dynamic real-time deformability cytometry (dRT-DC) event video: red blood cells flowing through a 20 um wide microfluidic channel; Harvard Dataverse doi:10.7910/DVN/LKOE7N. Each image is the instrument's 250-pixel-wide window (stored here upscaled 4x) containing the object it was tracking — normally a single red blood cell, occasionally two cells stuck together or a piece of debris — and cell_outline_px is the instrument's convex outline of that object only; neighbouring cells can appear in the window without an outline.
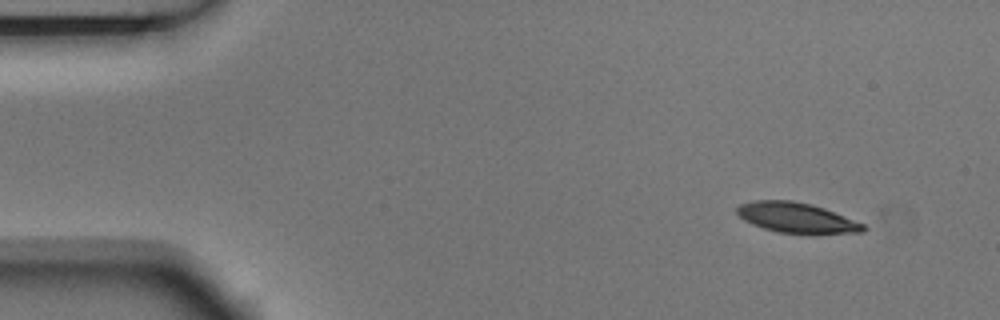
{"species": "Egyptian fruit bat (a non-hibernating species)", "species_latin": "Rousettus aegyptiacus", "temperature_condition": "room temperature", "stored_images_in_passage": 5, "segment_of_instrument_passage": [1, 2], "camera_frame_rate_fps": 3000, "um_per_image_px": 0.085, "animal": {"sex": "male"}, "frame": {"image": 1, "passage_image": 1, "time_ms": 0.0, "image_size_px": [1000, 320], "cell_outline_px": [[868, 228], [864, 232], [780, 232], [764, 228], [752, 224], [744, 220], [736, 212], [736, 208], [740, 204], [756, 200], [792, 200], [812, 204], [824, 208], [864, 224]], "centroid_in_image_um": [67.67, 18.47], "position_along_channel_um": 17.3, "area_um2": 21.62}}